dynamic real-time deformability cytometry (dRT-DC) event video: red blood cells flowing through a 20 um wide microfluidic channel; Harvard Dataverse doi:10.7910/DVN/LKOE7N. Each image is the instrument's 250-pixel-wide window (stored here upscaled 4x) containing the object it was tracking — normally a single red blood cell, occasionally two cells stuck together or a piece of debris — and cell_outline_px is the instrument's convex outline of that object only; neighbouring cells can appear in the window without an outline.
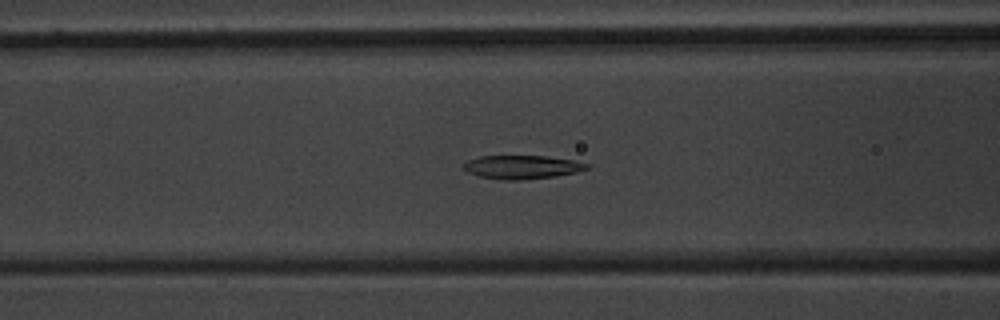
{"species": "common noctule bat (a hibernating species)", "species_latin": "Nyctalus noctula", "temperature_condition": "warm", "stored_images_in_passage": 46, "camera_frame_rate_fps": 3000, "um_per_image_px": 0.085, "animal": {"sex": "male", "body_mass_g": 20.1, "forearm_length_mm": 53.5}, "frame": {"image": 1, "passage_image": 21, "time_ms": 6.667, "image_size_px": [1000, 320], "cell_outline_px": [[592, 168], [576, 172], [556, 176], [520, 180], [508, 180], [480, 176], [468, 172], [464, 168], [464, 164], [468, 160], [480, 156], [544, 156], [572, 160], [592, 164]], "centroid_in_image_um": [44.44, 14.2], "position_along_channel_um": 122.2, "area_um2": 16.82}}
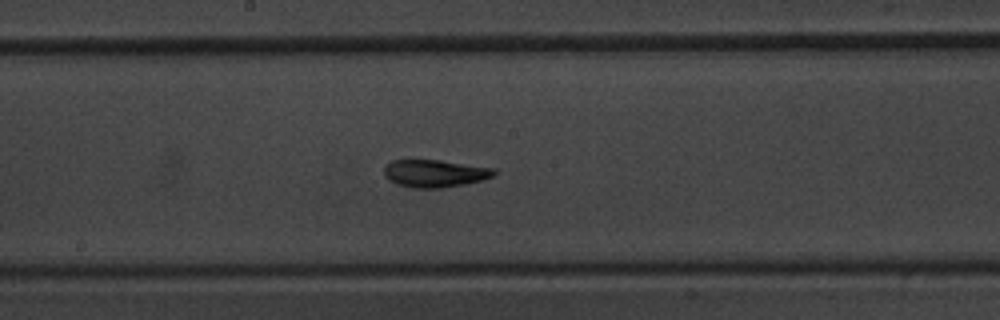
{"frame": {"image": 2, "passage_image": 28, "time_ms": 9.0, "image_size_px": [1000, 320], "cell_outline_px": [[496, 172], [492, 176], [480, 180], [464, 184], [440, 188], [412, 188], [396, 184], [388, 180], [384, 176], [384, 168], [392, 160], [440, 160], [496, 168]], "centroid_in_image_um": [36.93, 14.74], "position_along_channel_um": 211.3, "area_um2": 17.63}}
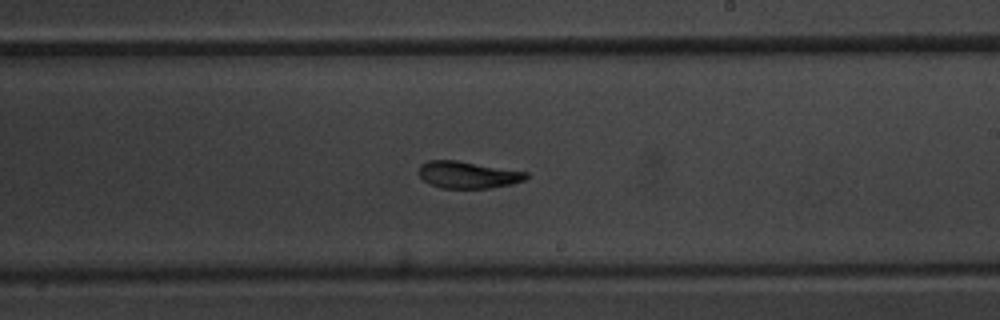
{"frame": {"image": 3, "passage_image": 31, "time_ms": 10.0, "image_size_px": [1000, 320], "cell_outline_px": [[528, 176], [524, 180], [512, 184], [488, 188], [440, 188], [424, 180], [416, 172], [420, 164], [428, 160], [456, 160], [528, 172]], "centroid_in_image_um": [39.73, 14.85], "position_along_channel_um": 249.3, "area_um2": 16.88}, "authors_computed_cell_mechanics": {"area_um2": 17.8891, "velocity_mm_per_s": 3.8207, "shape_relaxation_time_tau1_ms": 4.7334, "shape_relaxation_time_tau2_ms": 1.9154, "deformation_change_tau1": 0.1525, "deformation_change_tau2": 0.0747}}